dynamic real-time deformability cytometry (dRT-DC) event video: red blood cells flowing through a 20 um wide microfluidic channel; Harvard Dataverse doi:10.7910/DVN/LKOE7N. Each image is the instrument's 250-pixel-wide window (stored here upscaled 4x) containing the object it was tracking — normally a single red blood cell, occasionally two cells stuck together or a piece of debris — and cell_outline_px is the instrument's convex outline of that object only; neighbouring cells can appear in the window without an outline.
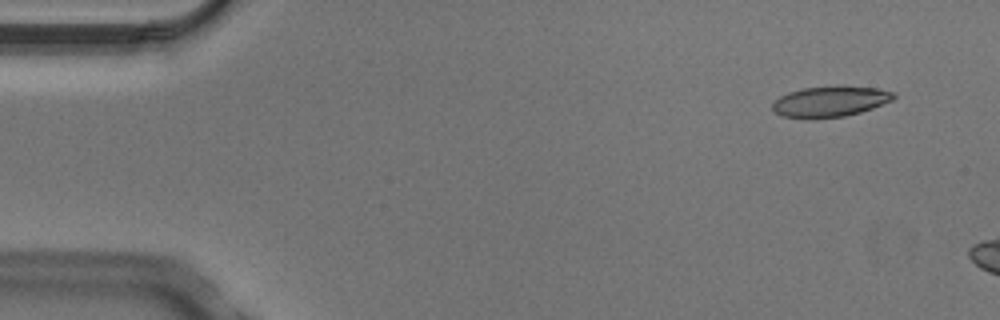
{"species": "Egyptian fruit bat (a non-hibernating species)", "species_latin": "Rousettus aegyptiacus", "temperature_condition": "cold", "stored_images_in_passage": 4, "camera_frame_rate_fps": 3000, "um_per_image_px": 0.085, "animal": {"sex": "male"}, "frame": {"image": 1, "passage_image": 2, "time_ms": 0.333, "image_size_px": [1000, 320], "cell_outline_px": [[896, 96], [892, 100], [872, 108], [860, 112], [844, 116], [812, 120], [804, 120], [780, 116], [772, 108], [772, 104], [780, 96], [788, 92], [800, 88], [840, 84], [876, 88], [896, 92]], "centroid_in_image_um": [70.53, 8.62], "position_along_channel_um": 14.5, "area_um2": 22.48}}